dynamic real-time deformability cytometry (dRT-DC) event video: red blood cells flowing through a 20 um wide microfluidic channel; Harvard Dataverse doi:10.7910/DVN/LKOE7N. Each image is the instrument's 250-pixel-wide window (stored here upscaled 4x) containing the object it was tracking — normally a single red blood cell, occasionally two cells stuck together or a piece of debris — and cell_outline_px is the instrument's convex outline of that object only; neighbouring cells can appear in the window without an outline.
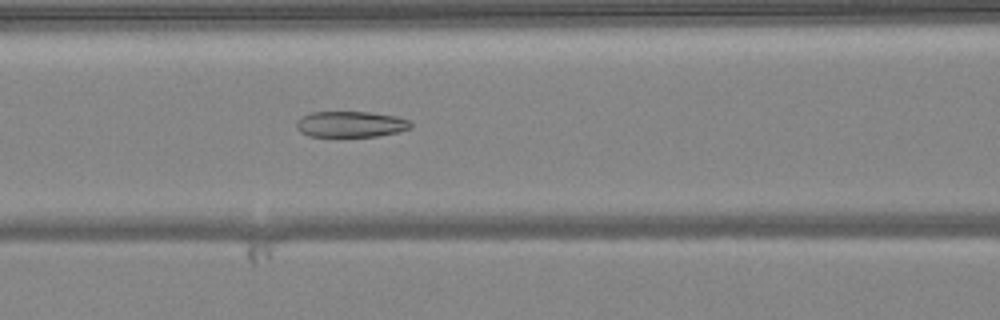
{"species": "common noctule bat (a hibernating species)", "species_latin": "Nyctalus noctula", "temperature_condition": "warm", "stored_images_in_passage": 42, "camera_frame_rate_fps": 3000, "um_per_image_px": 0.085, "animal": {"sex": "female", "body_mass_g": 24.6, "forearm_length_mm": 56.2}, "frame": {"image": 1, "passage_image": 13, "time_ms": 4.0, "image_size_px": [1000, 320], "cell_outline_px": [[412, 128], [380, 136], [336, 140], [308, 136], [300, 132], [296, 128], [296, 120], [300, 116], [312, 112], [368, 112], [396, 116], [408, 120], [412, 124]], "centroid_in_image_um": [29.73, 10.62], "position_along_channel_um": 136.9, "area_um2": 18.38}}
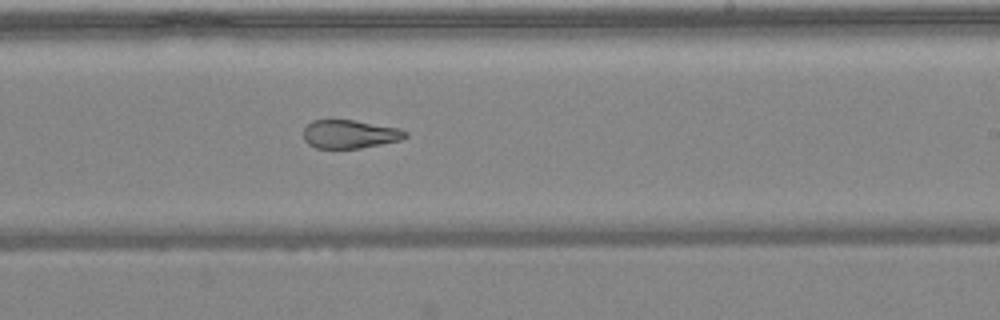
{"frame": {"image": 2, "passage_image": 22, "time_ms": 7.0, "image_size_px": [1000, 320], "cell_outline_px": [[408, 136], [400, 140], [360, 148], [316, 148], [308, 144], [304, 140], [304, 128], [312, 120], [352, 120], [400, 128], [408, 132]], "centroid_in_image_um": [29.73, 11.4], "position_along_channel_um": 259.3, "area_um2": 16.82}}
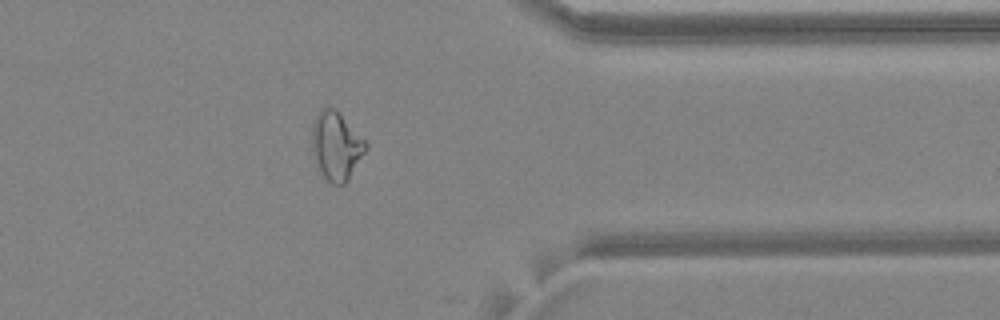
{"frame": {"image": 3, "passage_image": 32, "time_ms": 10.333, "image_size_px": [1000, 320], "cell_outline_px": [[368, 148], [348, 180], [344, 184], [332, 184], [324, 176], [312, 152], [312, 124], [320, 108], [328, 104], [336, 108], [368, 144]], "centroid_in_image_um": [28.58, 12.34], "position_along_channel_um": 382.8, "area_um2": 21.44}, "authors_computed_cell_mechanics": {"area_um2": 19.9121, "velocity_mm_per_s": 4.0941, "shape_relaxation_time_tau1_ms": null, "shape_relaxation_time_tau2_ms": 2.3898, "deformation_change_tau1": null, "deformation_change_tau2": 0.1166}}